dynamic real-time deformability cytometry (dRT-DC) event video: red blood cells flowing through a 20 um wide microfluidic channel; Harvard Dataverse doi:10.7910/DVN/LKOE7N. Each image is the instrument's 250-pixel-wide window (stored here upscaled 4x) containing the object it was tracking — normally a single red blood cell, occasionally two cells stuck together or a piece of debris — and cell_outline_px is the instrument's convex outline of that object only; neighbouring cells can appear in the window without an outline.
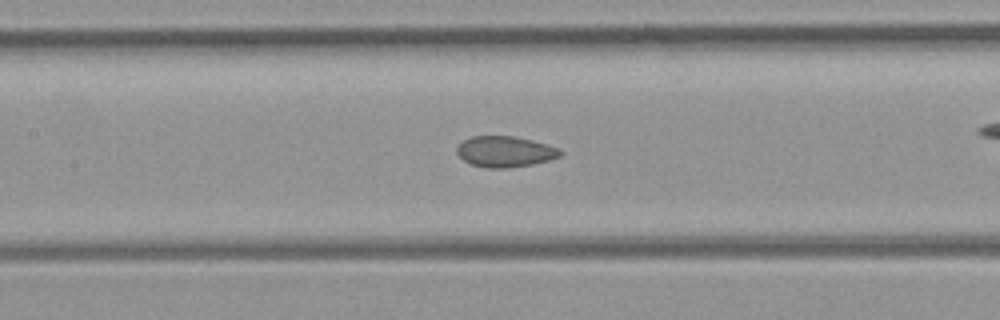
{"species": "common noctule bat (a hibernating species)", "species_latin": "Nyctalus noctula", "temperature_condition": "room temperature", "stored_images_in_passage": 27, "camera_frame_rate_fps": 3000, "um_per_image_px": 0.085, "animal": {"sex": "female", "body_mass_g": 21.9}, "frame": {"image": 1, "passage_image": 12, "time_ms": 3.667, "image_size_px": [1000, 320], "cell_outline_px": [[564, 152], [560, 156], [548, 160], [532, 164], [508, 168], [484, 168], [468, 164], [456, 152], [456, 148], [464, 140], [472, 136], [512, 136], [532, 140], [560, 148]], "centroid_in_image_um": [42.92, 12.89], "position_along_channel_um": 164.5, "area_um2": 18.67}}
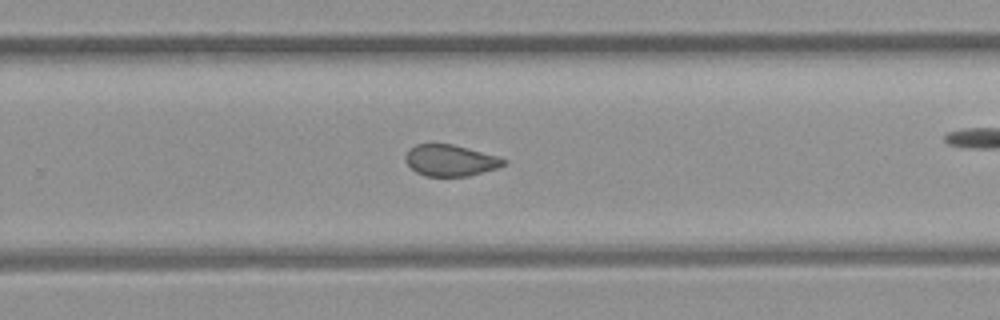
{"frame": {"image": 2, "passage_image": 20, "time_ms": 6.333, "image_size_px": [1000, 320], "cell_outline_px": [[508, 160], [504, 164], [496, 168], [468, 176], [424, 176], [416, 172], [404, 160], [404, 156], [408, 148], [416, 144], [452, 144], [496, 156]], "centroid_in_image_um": [38.22, 13.63], "position_along_channel_um": 291.6, "area_um2": 17.8}}